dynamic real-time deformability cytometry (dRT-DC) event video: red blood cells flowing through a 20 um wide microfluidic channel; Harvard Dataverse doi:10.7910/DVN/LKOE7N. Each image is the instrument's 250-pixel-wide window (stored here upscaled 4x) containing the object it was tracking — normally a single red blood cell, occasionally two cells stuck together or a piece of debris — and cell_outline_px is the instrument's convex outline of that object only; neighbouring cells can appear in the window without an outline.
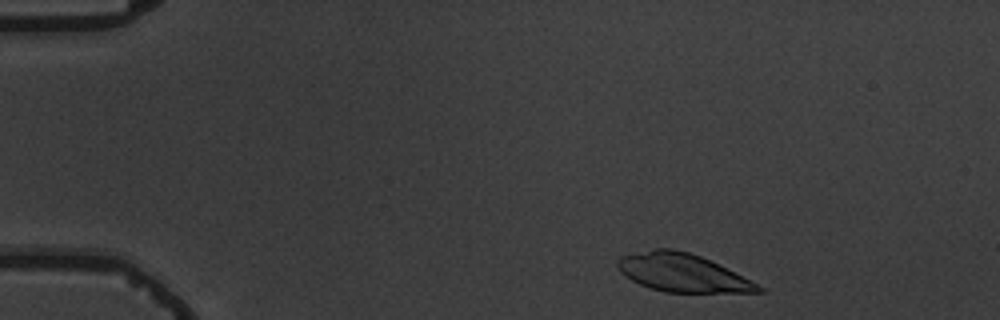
{"species": "common noctule bat (a hibernating species)", "species_latin": "Nyctalus noctula", "temperature_condition": "warm", "stored_images_in_passage": 3, "camera_frame_rate_fps": 3000, "um_per_image_px": 0.085, "animal": {"sex": "male", "body_mass_g": 19.5, "forearm_length_mm": 54.6}, "frame": {"image": 1, "passage_image": 1, "time_ms": 0.0, "image_size_px": [1000, 320], "cell_outline_px": [[764, 292], [664, 292], [640, 284], [624, 276], [616, 268], [616, 260], [620, 256], [652, 248], [672, 248], [688, 252], [700, 256], [764, 288]], "centroid_in_image_um": [57.88, 23.17], "position_along_channel_um": 27.1, "area_um2": 30.75}}